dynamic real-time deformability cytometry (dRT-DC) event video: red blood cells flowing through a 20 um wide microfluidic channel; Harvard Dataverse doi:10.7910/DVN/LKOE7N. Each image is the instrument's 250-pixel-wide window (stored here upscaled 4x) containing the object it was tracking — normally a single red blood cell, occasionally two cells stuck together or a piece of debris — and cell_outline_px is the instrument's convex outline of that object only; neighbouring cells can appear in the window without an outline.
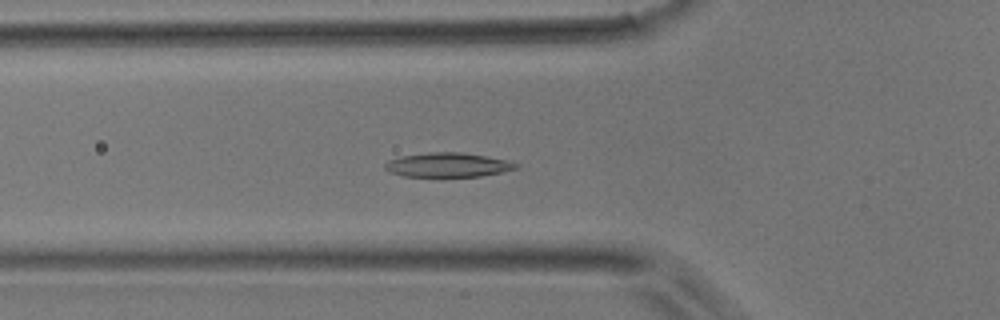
{"species": "common noctule bat (a hibernating species)", "species_latin": "Nyctalus noctula", "temperature_condition": "room temperature", "stored_images_in_passage": 47, "camera_frame_rate_fps": 3000, "um_per_image_px": 0.085, "animal": {"sex": "male", "body_mass_g": 17.9}, "frame": {"image": 1, "passage_image": 14, "time_ms": 4.333, "image_size_px": [1000, 320], "cell_outline_px": [[520, 168], [480, 176], [404, 176], [388, 172], [384, 168], [384, 164], [388, 160], [400, 156], [428, 152], [460, 152], [508, 160], [520, 164]], "centroid_in_image_um": [38.05, 14.01], "position_along_channel_um": 87.8, "area_um2": 18.55}}
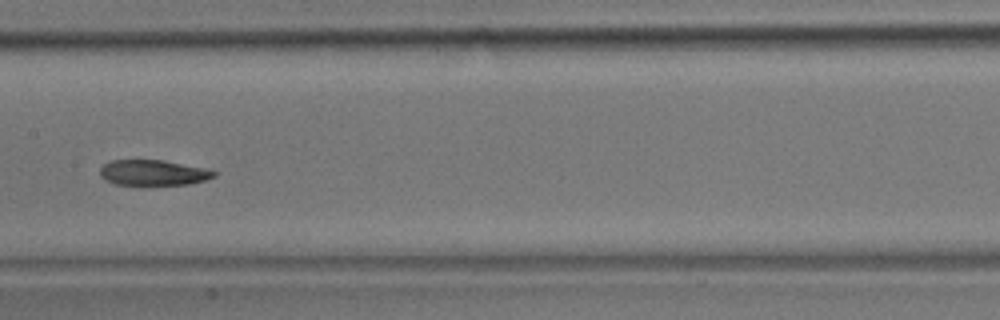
{"frame": {"image": 2, "passage_image": 22, "time_ms": 7.0, "image_size_px": [1000, 320], "cell_outline_px": [[216, 176], [204, 180], [188, 184], [116, 184], [104, 180], [100, 176], [100, 168], [104, 164], [112, 160], [164, 160], [204, 168], [216, 172]], "centroid_in_image_um": [12.99, 14.67], "position_along_channel_um": 194.4, "area_um2": 16.7}}
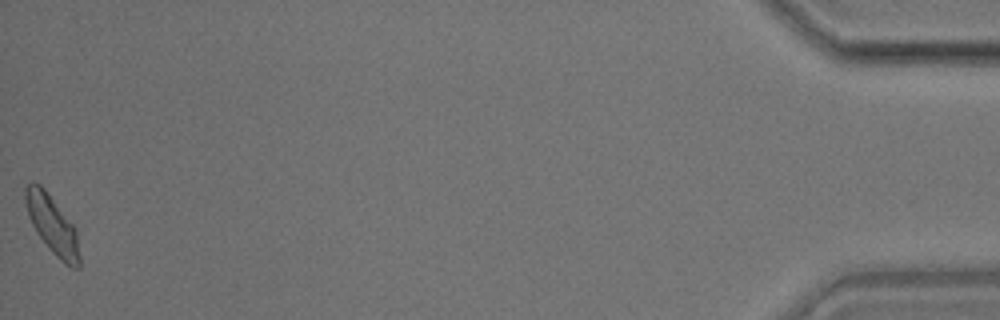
{"frame": {"image": 3, "passage_image": 47, "time_ms": 15.333, "image_size_px": [1000, 320], "cell_outline_px": [[80, 268], [72, 268], [64, 264], [48, 248], [36, 232], [28, 216], [24, 200], [24, 184], [32, 180], [40, 184], [48, 192], [76, 228], [80, 256]], "centroid_in_image_um": [4.42, 19.08], "position_along_channel_um": 430.8, "area_um2": 18.84}}